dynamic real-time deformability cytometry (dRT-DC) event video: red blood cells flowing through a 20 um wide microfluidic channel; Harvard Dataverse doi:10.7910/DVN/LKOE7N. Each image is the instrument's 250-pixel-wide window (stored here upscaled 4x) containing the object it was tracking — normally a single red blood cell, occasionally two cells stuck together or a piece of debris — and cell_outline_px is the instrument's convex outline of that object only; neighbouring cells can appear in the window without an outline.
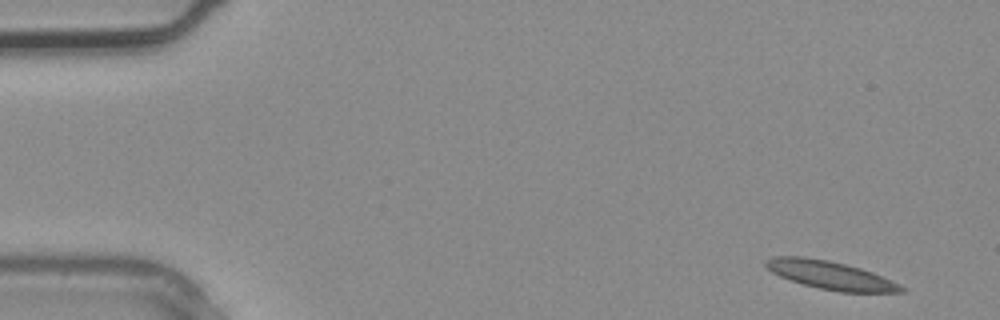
{"species": "common noctule bat (a hibernating species)", "species_latin": "Nyctalus noctula", "temperature_condition": "warm", "stored_images_in_passage": 2, "camera_frame_rate_fps": 3000, "um_per_image_px": 0.085, "animal": {"sex": "male", "body_mass_g": 20.4}, "frame": {"image": 1, "passage_image": 1, "time_ms": 0.0, "image_size_px": [1000, 320], "cell_outline_px": [[904, 292], [840, 292], [820, 288], [788, 280], [772, 272], [764, 264], [764, 260], [776, 256], [804, 256], [828, 260], [860, 268], [872, 272], [900, 284], [904, 288]], "centroid_in_image_um": [70.56, 23.38], "position_along_channel_um": 14.4, "area_um2": 22.14}}
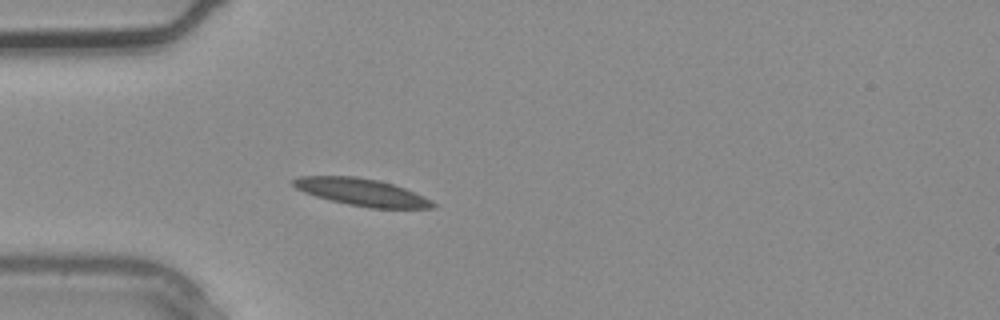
{"frame": {"image": 2, "passage_image": 2, "time_ms": 0.333, "image_size_px": [1000, 320], "cell_outline_px": [[436, 204], [432, 208], [372, 208], [348, 204], [316, 196], [304, 192], [296, 188], [292, 184], [292, 180], [300, 176], [356, 176], [380, 180], [404, 188], [432, 200]], "centroid_in_image_um": [30.74, 16.32], "position_along_channel_um": 54.3, "area_um2": 21.91}}